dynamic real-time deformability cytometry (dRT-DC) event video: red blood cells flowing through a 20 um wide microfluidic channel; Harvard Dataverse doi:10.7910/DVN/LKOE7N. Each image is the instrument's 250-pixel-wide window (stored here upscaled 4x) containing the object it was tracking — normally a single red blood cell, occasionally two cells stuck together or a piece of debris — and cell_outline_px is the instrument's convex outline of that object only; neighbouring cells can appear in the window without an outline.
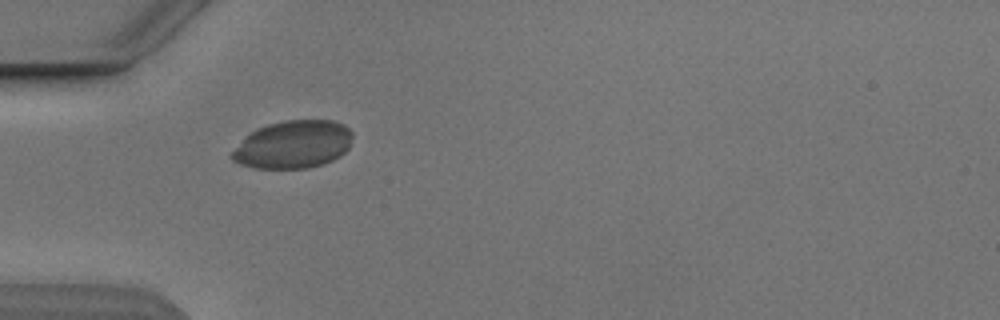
{"species": "Egyptian fruit bat (a non-hibernating species)", "species_latin": "Rousettus aegyptiacus", "temperature_condition": "cold", "stored_images_in_passage": 5, "camera_frame_rate_fps": 3000, "um_per_image_px": 0.085, "animal": {"sex": "male"}, "frame": {"image": 1, "passage_image": 1, "time_ms": 0.0, "image_size_px": [1000, 320], "cell_outline_px": [[352, 136], [348, 148], [340, 156], [332, 160], [308, 168], [252, 168], [240, 164], [232, 160], [232, 152], [256, 128], [268, 124], [284, 120], [332, 120], [344, 124], [352, 132]], "centroid_in_image_um": [24.94, 12.28], "position_along_channel_um": 60.1, "area_um2": 33.29}}
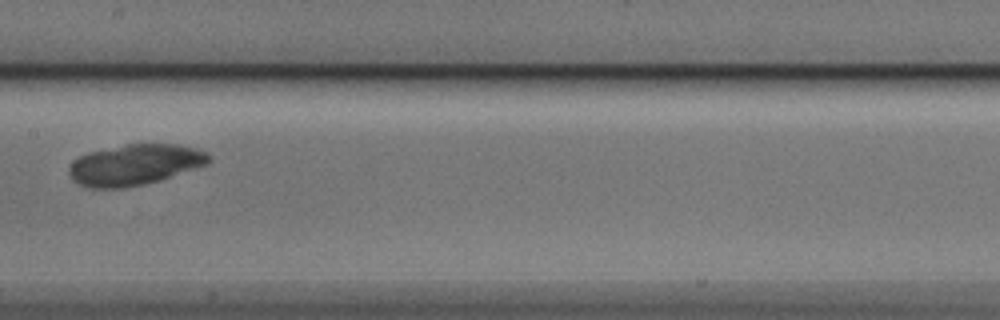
{"frame": {"image": 2, "passage_image": 4, "time_ms": 3.667, "image_size_px": [1000, 320], "cell_outline_px": [[212, 160], [208, 164], [160, 180], [144, 184], [124, 188], [88, 188], [72, 180], [68, 172], [68, 168], [72, 160], [88, 152], [128, 144], [176, 144], [196, 148], [208, 152], [212, 156]], "centroid_in_image_um": [11.47, 14.0], "position_along_channel_um": 195.9, "area_um2": 33.47}}
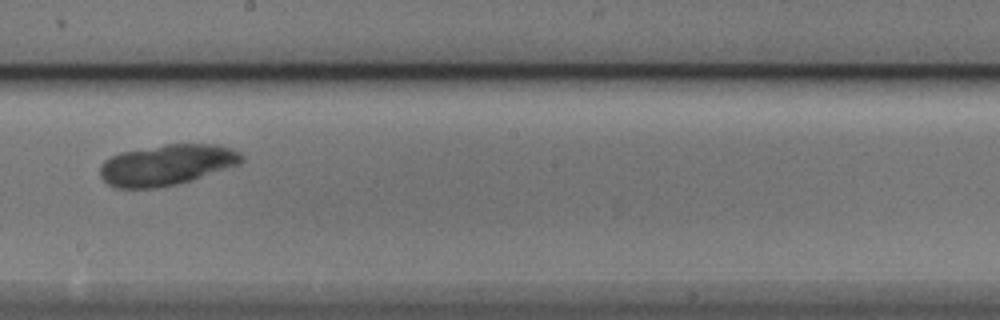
{"frame": {"image": 3, "passage_image": 5, "time_ms": 4.667, "image_size_px": [1000, 320], "cell_outline_px": [[244, 160], [240, 164], [192, 180], [176, 184], [156, 188], [116, 188], [108, 184], [100, 176], [100, 164], [104, 160], [120, 152], [164, 144], [216, 144], [232, 148], [240, 152], [244, 156]], "centroid_in_image_um": [14.18, 14.01], "position_along_channel_um": 234.0, "area_um2": 33.87}}